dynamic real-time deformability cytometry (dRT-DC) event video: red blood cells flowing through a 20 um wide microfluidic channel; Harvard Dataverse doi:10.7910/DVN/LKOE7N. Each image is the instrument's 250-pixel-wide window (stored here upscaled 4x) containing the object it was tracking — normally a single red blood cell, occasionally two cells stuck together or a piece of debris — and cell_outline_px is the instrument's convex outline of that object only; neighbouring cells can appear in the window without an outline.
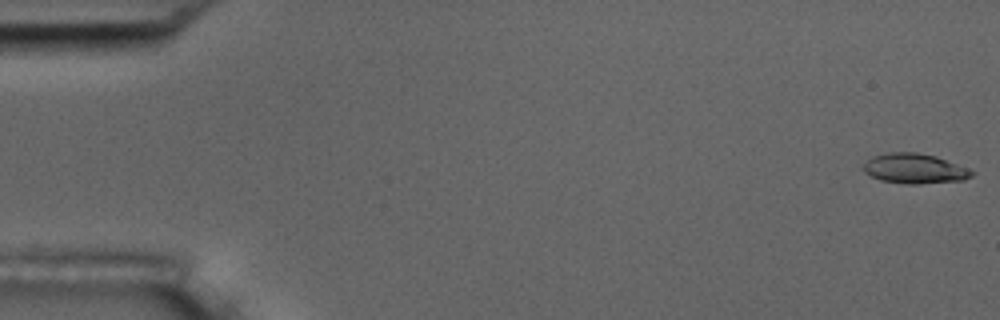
{"species": "common noctule bat (a hibernating species)", "species_latin": "Nyctalus noctula", "temperature_condition": "room temperature", "stored_images_in_passage": 15, "camera_frame_rate_fps": 3000, "um_per_image_px": 0.085, "animal": {"sex": "male", "body_mass_g": 17.5, "forearm_length_mm": 52.3}, "frame": {"image": 1, "passage_image": 1, "time_ms": 0.0, "image_size_px": [1000, 320], "cell_outline_px": [[976, 172], [972, 176], [964, 180], [920, 184], [904, 184], [880, 180], [864, 172], [864, 164], [872, 156], [888, 152], [916, 152], [936, 156], [968, 168]], "centroid_in_image_um": [77.76, 14.33], "position_along_channel_um": 7.2, "area_um2": 19.02}}
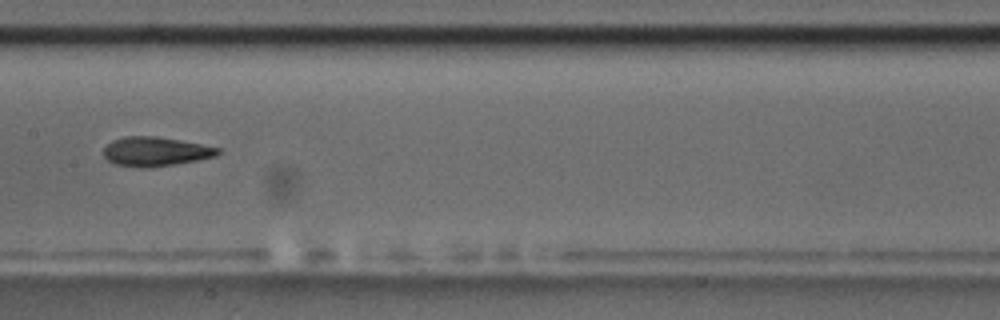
{"frame": {"image": 2, "passage_image": 8, "time_ms": 9.0, "image_size_px": [1000, 320], "cell_outline_px": [[220, 152], [216, 156], [196, 160], [148, 168], [112, 164], [104, 156], [104, 148], [112, 140], [124, 136], [156, 136], [180, 140], [220, 148]], "centroid_in_image_um": [13.18, 12.87], "position_along_channel_um": 194.2, "area_um2": 19.31}}
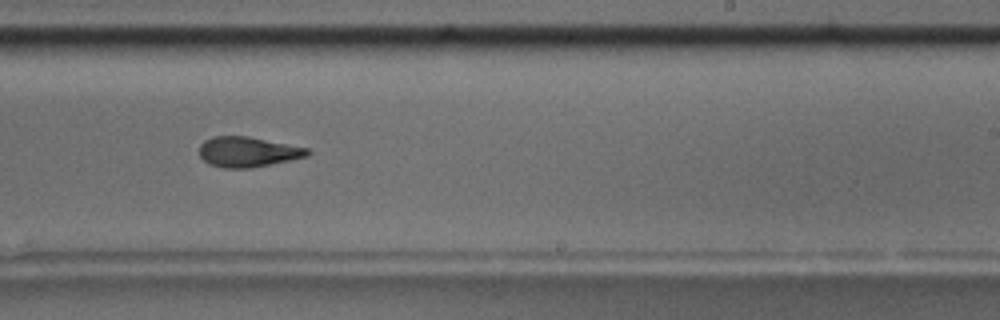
{"frame": {"image": 3, "passage_image": 10, "time_ms": 11.0, "image_size_px": [1000, 320], "cell_outline_px": [[312, 152], [308, 156], [252, 168], [224, 168], [208, 164], [200, 156], [200, 144], [204, 140], [212, 136], [248, 136], [308, 148]], "centroid_in_image_um": [21.05, 12.91], "position_along_channel_um": 267.9, "area_um2": 19.07}, "authors_computed_cell_mechanics": {"area_um2": 19.1896, "velocity_mm_per_s": 3.7039, "shape_relaxation_time_tau1_ms": 3.9202, "shape_relaxation_time_tau2_ms": 1.5537, "deformation_change_tau1": 0.1593, "deformation_change_tau2": 0.091}}